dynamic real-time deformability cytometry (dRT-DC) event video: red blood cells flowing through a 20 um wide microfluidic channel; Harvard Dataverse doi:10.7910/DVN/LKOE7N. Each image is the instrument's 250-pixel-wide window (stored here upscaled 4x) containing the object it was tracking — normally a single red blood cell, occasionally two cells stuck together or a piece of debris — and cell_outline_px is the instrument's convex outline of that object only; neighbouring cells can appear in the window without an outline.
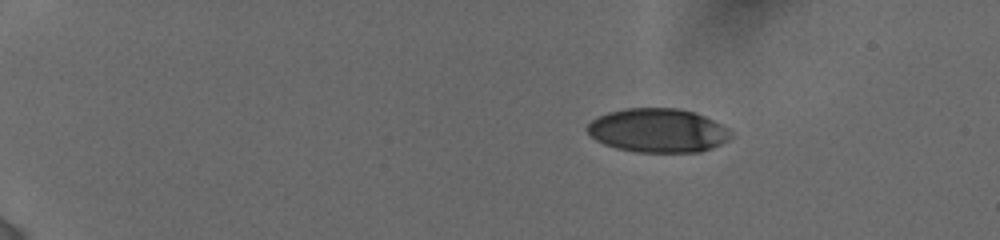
{"species": "human", "species_latin": "Homo sapiens", "temperature_condition": "cold", "stored_images_in_passage": 23, "camera_frame_rate_fps": 3000, "um_per_image_px": 0.085, "donor": {"sex": "female"}, "frame": {"image": 1, "passage_image": 11, "time_ms": 3.667, "image_size_px": [1000, 240], "cell_outline_px": [[732, 136], [728, 140], [712, 148], [700, 152], [636, 152], [616, 148], [604, 144], [596, 140], [584, 128], [596, 116], [608, 112], [624, 108], [676, 108], [692, 112], [704, 116], [728, 128], [732, 132]], "centroid_in_image_um": [55.89, 11.09], "position_along_channel_um": 29.1, "area_um2": 36.82}}
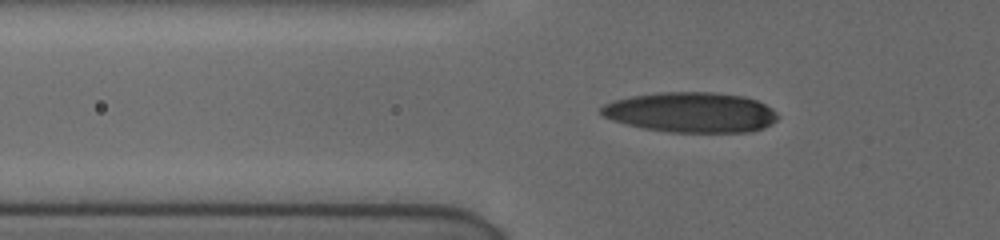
{"frame": {"image": 2, "passage_image": 22, "time_ms": 7.333, "image_size_px": [1000, 240], "cell_outline_px": [[780, 116], [772, 124], [764, 128], [748, 132], [668, 132], [644, 128], [612, 120], [604, 116], [600, 112], [600, 108], [604, 104], [616, 100], [632, 96], [660, 92], [712, 92], [744, 96], [756, 100], [772, 108]], "centroid_in_image_um": [58.77, 9.55], "position_along_channel_um": 67.0, "area_um2": 41.33}}